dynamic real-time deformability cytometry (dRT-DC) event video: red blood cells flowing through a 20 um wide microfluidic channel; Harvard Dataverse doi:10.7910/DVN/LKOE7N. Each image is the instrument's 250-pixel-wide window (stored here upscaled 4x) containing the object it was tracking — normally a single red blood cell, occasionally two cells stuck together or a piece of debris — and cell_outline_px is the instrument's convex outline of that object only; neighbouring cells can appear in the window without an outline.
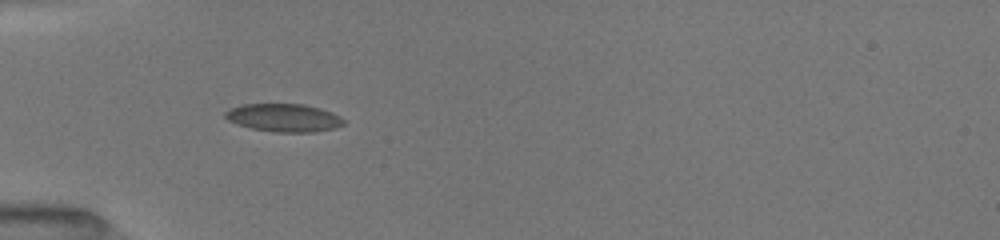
{"species": "common noctule bat (a hibernating species)", "species_latin": "Nyctalus noctula", "temperature_condition": "room temperature", "stored_images_in_passage": 8, "camera_frame_rate_fps": 3000, "um_per_image_px": 0.085, "animal": {"sex": "female", "body_mass_g": 19.5, "forearm_length_mm": 54.1}, "frame": {"image": 1, "passage_image": 5, "time_ms": 4.0, "image_size_px": [1000, 240], "cell_outline_px": [[344, 124], [336, 128], [316, 132], [276, 132], [252, 128], [236, 124], [228, 120], [224, 116], [224, 112], [228, 108], [244, 104], [304, 104], [320, 108], [332, 112], [340, 116], [344, 120]], "centroid_in_image_um": [24.12, 10.0], "position_along_channel_um": 60.9, "area_um2": 19.48}}
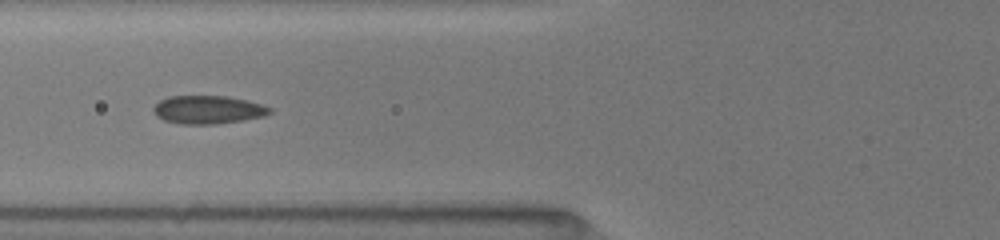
{"frame": {"image": 2, "passage_image": 7, "time_ms": 5.333, "image_size_px": [1000, 240], "cell_outline_px": [[272, 112], [264, 116], [244, 120], [216, 124], [180, 124], [164, 120], [156, 116], [152, 108], [160, 100], [168, 96], [228, 96], [248, 100], [272, 108]], "centroid_in_image_um": [17.68, 9.32], "position_along_channel_um": 108.1, "area_um2": 19.25}}